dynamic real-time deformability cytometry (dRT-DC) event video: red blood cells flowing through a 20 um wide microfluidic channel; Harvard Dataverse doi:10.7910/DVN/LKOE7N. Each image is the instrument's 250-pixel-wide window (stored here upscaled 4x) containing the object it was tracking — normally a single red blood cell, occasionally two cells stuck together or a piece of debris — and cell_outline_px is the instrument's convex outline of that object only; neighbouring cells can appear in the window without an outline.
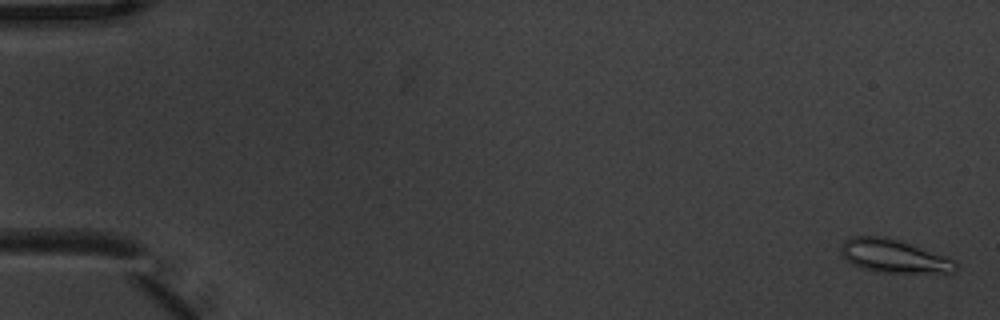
{"species": "common noctule bat (a hibernating species)", "species_latin": "Nyctalus noctula", "temperature_condition": "warm", "stored_images_in_passage": 6, "camera_frame_rate_fps": 3000, "um_per_image_px": 0.085, "animal": {"sex": "male", "body_mass_g": 20.1, "forearm_length_mm": 53.5}, "frame": {"image": 1, "passage_image": 1, "time_ms": 0.0, "image_size_px": [1000, 320], "cell_outline_px": [[956, 268], [948, 276], [876, 272], [852, 264], [840, 252], [840, 248], [844, 240], [848, 236], [884, 236], [956, 260]], "centroid_in_image_um": [76.04, 21.83], "position_along_channel_um": 9.0, "area_um2": 22.77}}